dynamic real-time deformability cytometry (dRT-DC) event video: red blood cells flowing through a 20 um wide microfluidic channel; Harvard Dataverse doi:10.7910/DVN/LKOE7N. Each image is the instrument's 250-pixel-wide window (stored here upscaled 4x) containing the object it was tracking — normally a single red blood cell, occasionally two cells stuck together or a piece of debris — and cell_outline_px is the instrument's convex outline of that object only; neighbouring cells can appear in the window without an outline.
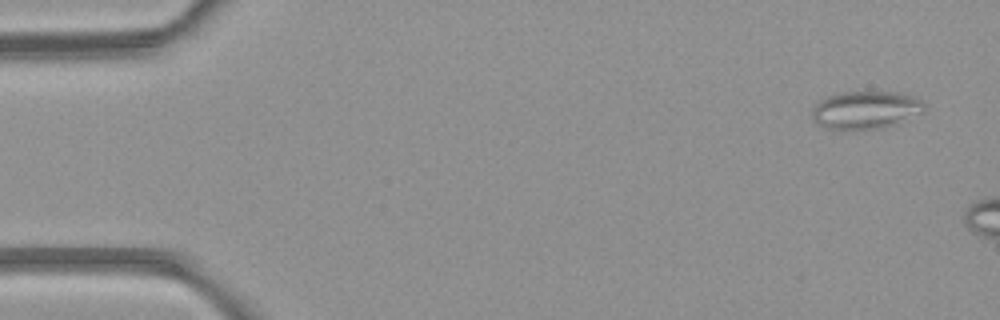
{"species": "common noctule bat (a hibernating species)", "species_latin": "Nyctalus noctula", "temperature_condition": "room temperature", "stored_images_in_passage": 3, "camera_frame_rate_fps": 3000, "um_per_image_px": 0.085, "animal": {"sex": "female", "body_mass_g": 21.9}, "frame": {"image": 1, "passage_image": 1, "time_ms": 0.0, "image_size_px": [1000, 320], "cell_outline_px": [[924, 108], [920, 112], [876, 128], [828, 128], [820, 124], [812, 116], [812, 108], [820, 100], [828, 96], [844, 92], [900, 92], [916, 96], [924, 104]], "centroid_in_image_um": [73.53, 9.29], "position_along_channel_um": 11.5, "area_um2": 23.52}}